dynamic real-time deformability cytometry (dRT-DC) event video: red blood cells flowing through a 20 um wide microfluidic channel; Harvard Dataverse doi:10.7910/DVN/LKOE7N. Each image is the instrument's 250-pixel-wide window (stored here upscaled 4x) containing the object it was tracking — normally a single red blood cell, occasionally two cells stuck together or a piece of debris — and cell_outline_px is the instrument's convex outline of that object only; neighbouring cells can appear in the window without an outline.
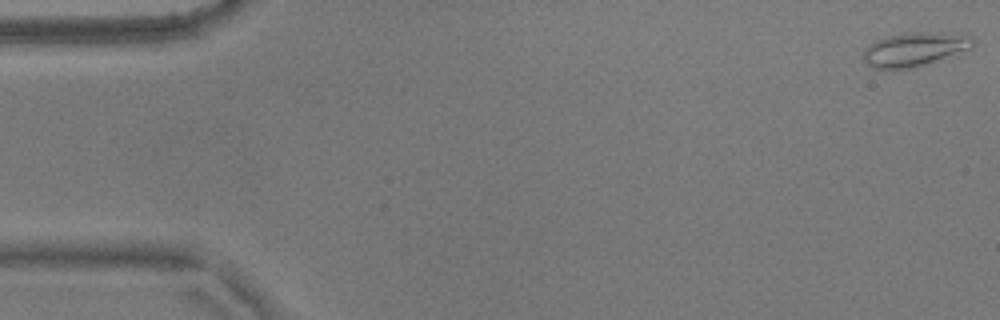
{"species": "common noctule bat (a hibernating species)", "species_latin": "Nyctalus noctula", "temperature_condition": "warm", "stored_images_in_passage": 51, "camera_frame_rate_fps": 3000, "um_per_image_px": 0.085, "animal": {"sex": "male", "body_mass_g": 17.9}, "frame": {"image": 1, "passage_image": 1, "time_ms": 0.0, "image_size_px": [1000, 320], "cell_outline_px": [[976, 40], [972, 48], [956, 56], [908, 68], [872, 68], [860, 56], [864, 48], [876, 40], [888, 36], [908, 32], [960, 32], [972, 36]], "centroid_in_image_um": [77.83, 4.16], "position_along_channel_um": 7.2, "area_um2": 22.25}}
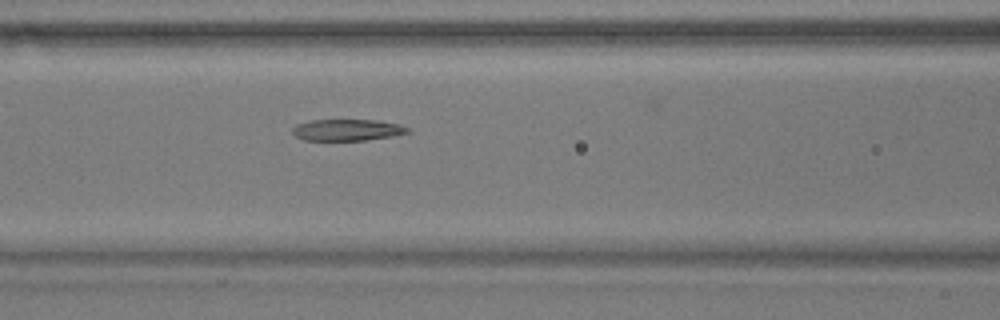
{"frame": {"image": 2, "passage_image": 23, "time_ms": 7.333, "image_size_px": [1000, 320], "cell_outline_px": [[412, 132], [392, 136], [364, 140], [304, 140], [296, 136], [292, 132], [292, 128], [296, 124], [308, 120], [376, 120], [400, 124], [408, 128]], "centroid_in_image_um": [29.51, 11.04], "position_along_channel_um": 137.1, "area_um2": 14.45}}
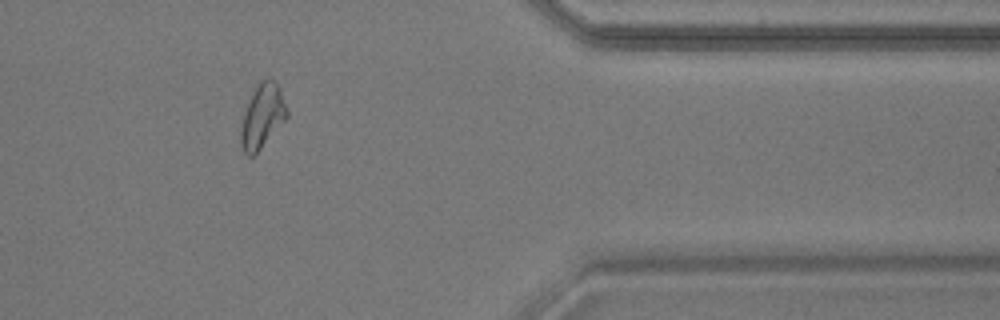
{"frame": {"image": 3, "passage_image": 46, "time_ms": 15.0, "image_size_px": [1000, 320], "cell_outline_px": [[288, 116], [260, 148], [252, 156], [248, 156], [244, 152], [240, 144], [240, 128], [244, 112], [256, 84], [260, 80], [268, 76], [280, 88], [288, 112]], "centroid_in_image_um": [22.28, 9.84], "position_along_channel_um": 389.1, "area_um2": 16.99}}